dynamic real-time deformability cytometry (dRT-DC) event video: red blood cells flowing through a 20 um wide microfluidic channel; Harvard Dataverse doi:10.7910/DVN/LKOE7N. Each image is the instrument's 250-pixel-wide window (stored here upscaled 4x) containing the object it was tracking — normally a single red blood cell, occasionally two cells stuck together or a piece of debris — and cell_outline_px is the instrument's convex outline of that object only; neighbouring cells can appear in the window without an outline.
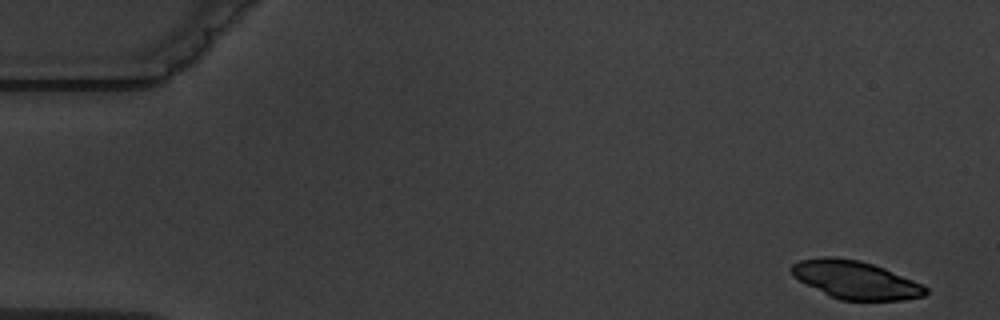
{"species": "common noctule bat (a hibernating species)", "species_latin": "Nyctalus noctula", "temperature_condition": "warm", "stored_images_in_passage": 4, "camera_frame_rate_fps": 3000, "um_per_image_px": 0.085, "animal": {"sex": "male", "body_mass_g": 19.5, "forearm_length_mm": 54.6}, "frame": {"image": 1, "passage_image": 1, "time_ms": 0.0, "image_size_px": [1000, 320], "cell_outline_px": [[928, 292], [924, 296], [904, 300], [840, 300], [828, 296], [792, 276], [792, 264], [800, 260], [820, 256], [832, 256], [860, 260], [884, 268], [912, 280], [928, 288]], "centroid_in_image_um": [72.69, 23.78], "position_along_channel_um": 12.3, "area_um2": 29.65}}